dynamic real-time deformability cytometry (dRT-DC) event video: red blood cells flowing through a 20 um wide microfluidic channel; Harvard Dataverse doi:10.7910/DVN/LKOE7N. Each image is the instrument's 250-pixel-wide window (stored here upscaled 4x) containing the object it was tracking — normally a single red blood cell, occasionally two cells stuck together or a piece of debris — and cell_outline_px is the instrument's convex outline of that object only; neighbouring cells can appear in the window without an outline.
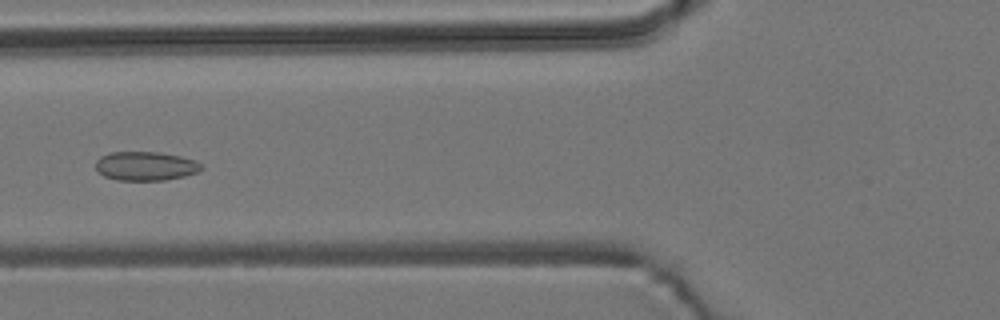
{"species": "common noctule bat (a hibernating species)", "species_latin": "Nyctalus noctula", "temperature_condition": "room temperature", "stored_images_in_passage": 7, "camera_frame_rate_fps": 3000, "um_per_image_px": 0.085, "animal": {"sex": "male", "body_mass_g": 19.2, "forearm_length_mm": 51.8}, "frame": {"image": 1, "passage_image": 7, "time_ms": 7.0, "image_size_px": [1000, 320], "cell_outline_px": [[204, 168], [196, 172], [184, 176], [164, 180], [116, 180], [104, 176], [96, 172], [96, 160], [100, 156], [108, 152], [160, 152], [180, 156], [196, 160]], "centroid_in_image_um": [12.34, 14.11], "position_along_channel_um": 113.5, "area_um2": 17.98}}